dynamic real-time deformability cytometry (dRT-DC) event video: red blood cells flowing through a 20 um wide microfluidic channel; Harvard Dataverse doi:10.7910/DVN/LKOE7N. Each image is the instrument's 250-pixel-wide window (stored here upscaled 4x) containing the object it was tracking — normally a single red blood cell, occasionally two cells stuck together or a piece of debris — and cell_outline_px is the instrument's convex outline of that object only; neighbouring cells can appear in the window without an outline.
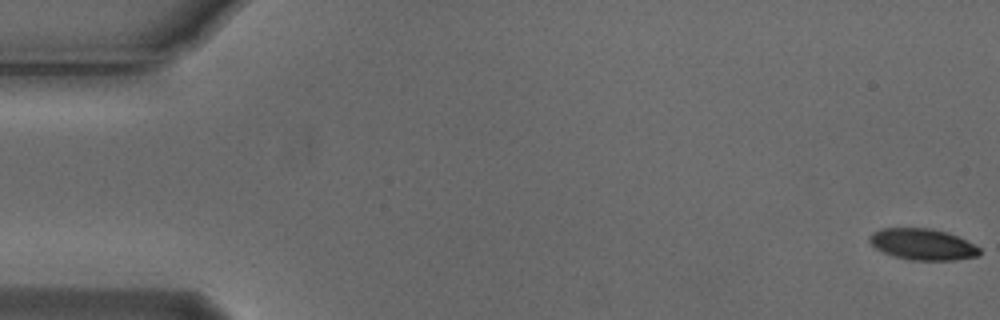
{"species": "Egyptian fruit bat (a non-hibernating species)", "species_latin": "Rousettus aegyptiacus", "temperature_condition": "cold", "stored_images_in_passage": 6, "camera_frame_rate_fps": 3000, "um_per_image_px": 0.085, "animal": {"sex": "male"}, "frame": {"image": 1, "passage_image": 1, "time_ms": 0.0, "image_size_px": [1000, 320], "cell_outline_px": [[980, 256], [956, 260], [912, 260], [896, 256], [884, 252], [876, 248], [868, 240], [868, 236], [872, 232], [880, 228], [932, 228], [948, 232], [980, 248]], "centroid_in_image_um": [78.41, 20.76], "position_along_channel_um": 6.6, "area_um2": 20.0}}